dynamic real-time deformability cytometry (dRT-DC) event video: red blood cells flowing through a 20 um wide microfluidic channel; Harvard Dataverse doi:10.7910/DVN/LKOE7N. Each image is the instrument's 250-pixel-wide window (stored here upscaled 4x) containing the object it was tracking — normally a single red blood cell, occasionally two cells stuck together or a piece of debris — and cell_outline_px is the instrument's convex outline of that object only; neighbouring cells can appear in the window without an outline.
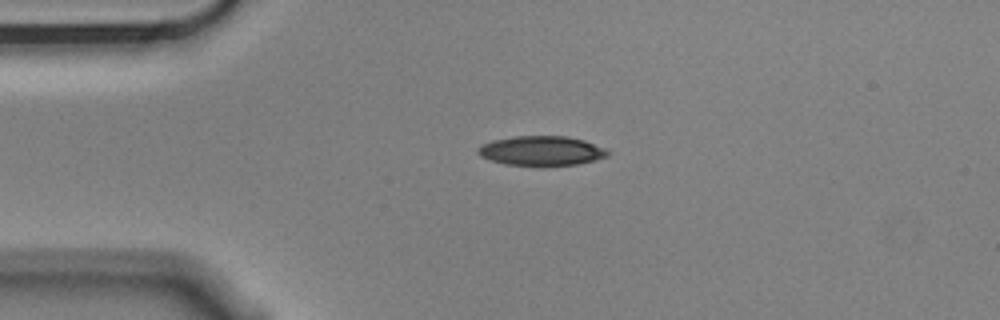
{"species": "Egyptian fruit bat (a non-hibernating species)", "species_latin": "Rousettus aegyptiacus", "temperature_condition": "cold", "stored_images_in_passage": 3, "camera_frame_rate_fps": 3000, "um_per_image_px": 0.085, "animal": {"sex": "male"}, "frame": {"image": 1, "passage_image": 1, "time_ms": 0.0, "image_size_px": [1000, 320], "cell_outline_px": [[608, 156], [596, 160], [576, 164], [544, 168], [536, 168], [504, 164], [480, 156], [476, 152], [476, 148], [492, 140], [512, 136], [568, 136], [584, 140], [604, 148], [608, 152]], "centroid_in_image_um": [45.99, 12.85], "position_along_channel_um": 39.0, "area_um2": 23.06}}
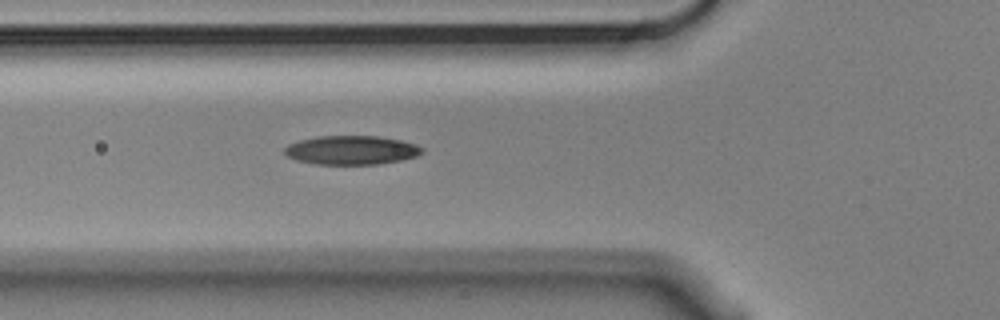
{"frame": {"image": 2, "passage_image": 3, "time_ms": 0.667, "image_size_px": [1000, 320], "cell_outline_px": [[424, 152], [416, 156], [400, 160], [380, 164], [316, 164], [296, 160], [288, 156], [284, 152], [284, 148], [288, 144], [300, 140], [316, 136], [380, 136], [400, 140], [416, 144], [424, 148]], "centroid_in_image_um": [29.88, 12.75], "position_along_channel_um": 95.9, "area_um2": 23.24}}